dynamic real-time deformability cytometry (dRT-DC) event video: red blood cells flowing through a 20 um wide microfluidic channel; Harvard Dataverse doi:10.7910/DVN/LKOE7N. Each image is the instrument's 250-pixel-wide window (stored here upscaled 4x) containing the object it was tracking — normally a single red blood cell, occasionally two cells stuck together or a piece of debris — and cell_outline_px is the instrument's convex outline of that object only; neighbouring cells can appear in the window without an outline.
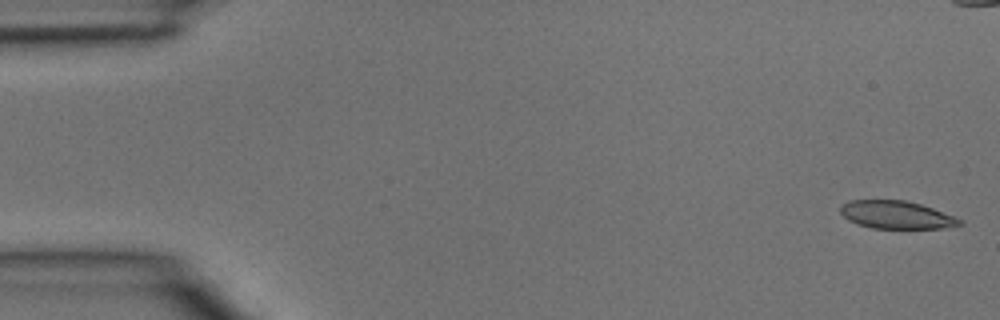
{"species": "common noctule bat (a hibernating species)", "species_latin": "Nyctalus noctula", "temperature_condition": "room temperature", "stored_images_in_passage": 5, "camera_frame_rate_fps": 3000, "um_per_image_px": 0.085, "animal": {"sex": "male", "body_mass_g": 15.6}, "frame": {"image": 1, "passage_image": 1, "time_ms": 0.0, "image_size_px": [1000, 320], "cell_outline_px": [[964, 224], [944, 228], [872, 228], [856, 224], [848, 220], [840, 212], [840, 204], [848, 200], [904, 200], [920, 204], [932, 208], [964, 220]], "centroid_in_image_um": [76.17, 18.26], "position_along_channel_um": 8.8, "area_um2": 19.42}}